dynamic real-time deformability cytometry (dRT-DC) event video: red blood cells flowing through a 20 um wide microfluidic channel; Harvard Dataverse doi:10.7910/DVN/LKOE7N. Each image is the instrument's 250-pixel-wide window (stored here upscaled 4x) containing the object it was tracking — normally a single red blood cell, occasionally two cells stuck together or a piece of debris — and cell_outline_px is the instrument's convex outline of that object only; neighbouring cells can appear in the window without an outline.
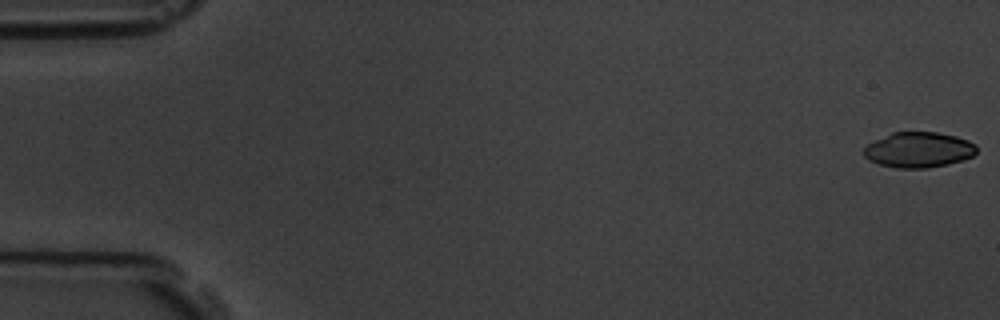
{"species": "common noctule bat (a hibernating species)", "species_latin": "Nyctalus noctula", "temperature_condition": "room temperature", "stored_images_in_passage": 5, "camera_frame_rate_fps": 3000, "um_per_image_px": 0.085, "animal": {"sex": "male", "body_mass_g": 19.5, "forearm_length_mm": 54.6}, "frame": {"image": 1, "passage_image": 1, "time_ms": 0.0, "image_size_px": [1000, 320], "cell_outline_px": [[976, 152], [972, 156], [964, 160], [948, 164], [928, 168], [896, 168], [880, 164], [868, 160], [864, 156], [864, 148], [868, 144], [892, 132], [936, 132], [956, 136], [968, 140], [976, 144]], "centroid_in_image_um": [78.1, 12.74], "position_along_channel_um": 6.9, "area_um2": 23.29}}
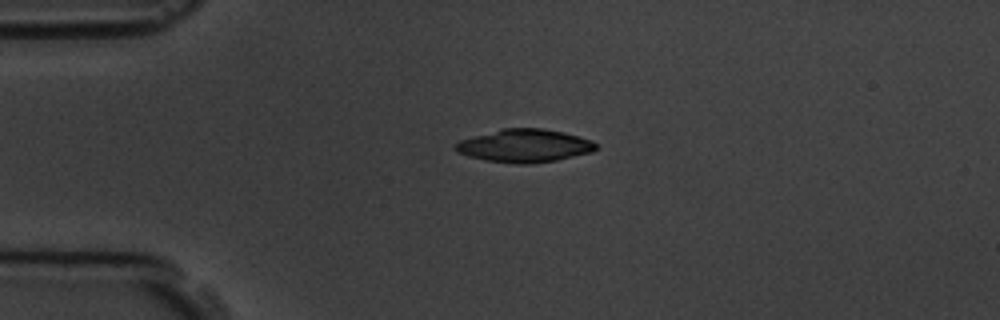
{"frame": {"image": 2, "passage_image": 4, "time_ms": 4.333, "image_size_px": [1000, 320], "cell_outline_px": [[596, 148], [592, 152], [556, 160], [528, 164], [516, 164], [484, 160], [468, 156], [456, 152], [456, 144], [460, 140], [504, 128], [544, 128], [564, 132], [592, 140], [596, 144]], "centroid_in_image_um": [44.6, 12.39], "position_along_channel_um": 40.4, "area_um2": 26.88}}